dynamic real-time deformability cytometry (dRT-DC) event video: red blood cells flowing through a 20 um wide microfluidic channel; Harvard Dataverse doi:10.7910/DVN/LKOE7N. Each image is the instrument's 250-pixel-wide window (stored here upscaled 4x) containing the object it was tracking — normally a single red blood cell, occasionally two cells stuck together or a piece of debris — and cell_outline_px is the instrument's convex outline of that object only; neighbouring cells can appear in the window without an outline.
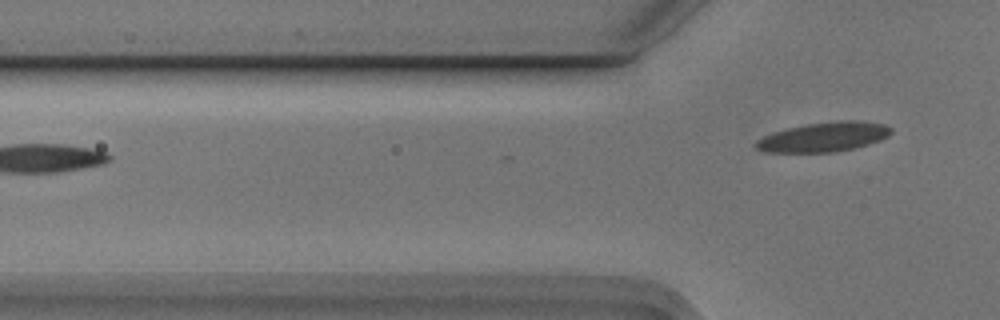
{"species": "Egyptian fruit bat (a non-hibernating species)", "species_latin": "Rousettus aegyptiacus", "temperature_condition": "cold", "stored_images_in_passage": 3, "camera_frame_rate_fps": 3000, "um_per_image_px": 0.085, "animal": {"sex": "male"}, "frame": {"image": 1, "passage_image": 3, "time_ms": 0.667, "image_size_px": [1000, 320], "cell_outline_px": [[892, 132], [888, 136], [880, 140], [868, 144], [836, 152], [764, 152], [756, 148], [752, 144], [756, 140], [764, 136], [788, 128], [808, 124], [840, 120], [860, 120], [884, 124], [892, 128]], "centroid_in_image_um": [70.03, 11.64], "position_along_channel_um": 55.8, "area_um2": 23.18}}